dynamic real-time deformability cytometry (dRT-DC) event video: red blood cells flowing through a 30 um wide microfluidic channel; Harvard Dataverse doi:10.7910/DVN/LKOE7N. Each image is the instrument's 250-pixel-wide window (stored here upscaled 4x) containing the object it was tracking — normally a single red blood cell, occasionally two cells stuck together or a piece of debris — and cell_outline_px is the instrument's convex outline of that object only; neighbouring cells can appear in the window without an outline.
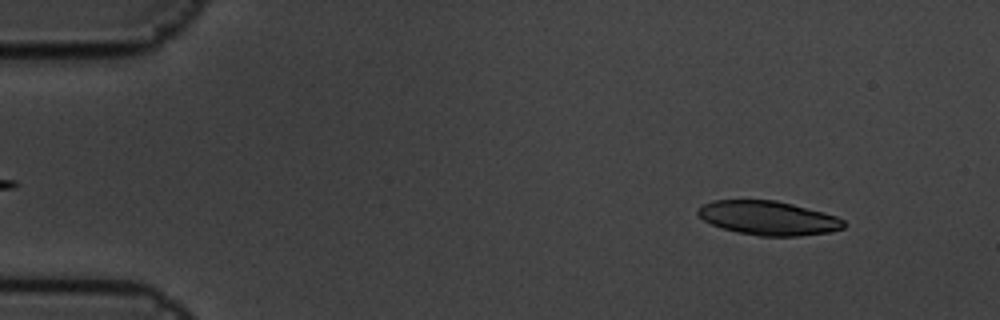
{"species": "common noctule bat (a hibernating species)", "species_latin": "Nyctalus noctula", "temperature_condition": "cold", "stored_images_in_passage": 4, "camera_frame_rate_fps": 3000, "um_per_image_px": 0.085, "animal": {"sex": "male", "body_mass_g": 19.5, "forearm_length_mm": 54.6}, "frame": {"image": 1, "passage_image": 2, "time_ms": 0.333, "image_size_px": [1000, 320], "cell_outline_px": [[848, 224], [844, 228], [828, 232], [796, 236], [760, 236], [736, 232], [712, 224], [704, 220], [696, 212], [704, 204], [712, 200], [776, 200], [824, 212], [836, 216], [844, 220]], "centroid_in_image_um": [65.34, 18.53], "position_along_channel_um": 19.7, "area_um2": 28.84}}